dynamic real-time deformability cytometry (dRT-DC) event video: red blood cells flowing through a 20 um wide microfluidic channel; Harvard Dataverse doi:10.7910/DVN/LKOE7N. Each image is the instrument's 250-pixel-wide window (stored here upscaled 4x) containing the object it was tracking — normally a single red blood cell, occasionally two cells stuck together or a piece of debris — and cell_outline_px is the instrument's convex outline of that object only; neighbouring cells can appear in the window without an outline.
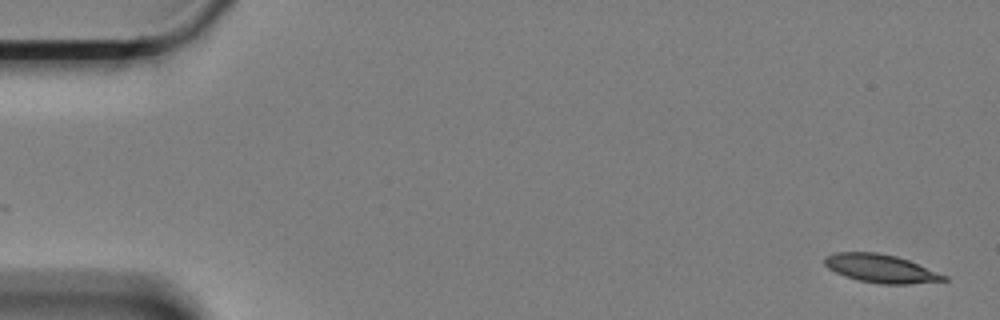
{"species": "Egyptian fruit bat (a non-hibernating species)", "species_latin": "Rousettus aegyptiacus", "temperature_condition": "cold", "stored_images_in_passage": 59, "camera_frame_rate_fps": 3000, "um_per_image_px": 0.085, "animal": {"sex": "female"}, "frame": {"image": 1, "passage_image": 1, "time_ms": 0.0, "image_size_px": [1000, 320], "cell_outline_px": [[948, 280], [908, 284], [880, 284], [860, 280], [844, 276], [828, 268], [824, 264], [824, 256], [836, 252], [876, 252], [896, 256], [908, 260], [948, 276]], "centroid_in_image_um": [74.85, 22.82], "position_along_channel_um": 10.1, "area_um2": 19.59}}
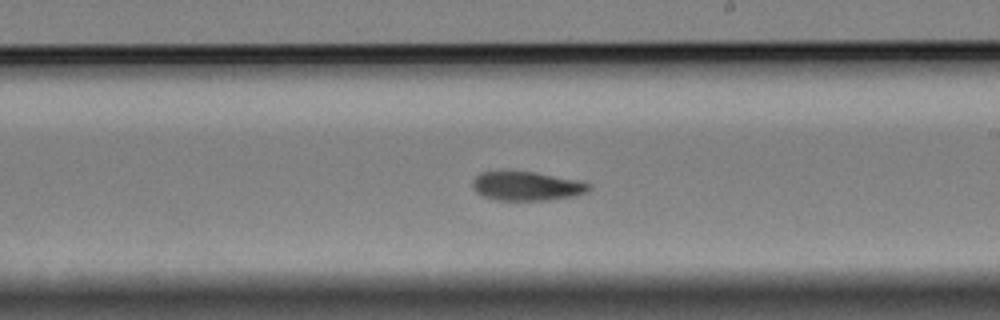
{"frame": {"image": 2, "passage_image": 34, "time_ms": 11.0, "image_size_px": [1000, 320], "cell_outline_px": [[592, 188], [588, 192], [576, 196], [552, 200], [496, 200], [484, 196], [476, 192], [472, 188], [472, 180], [480, 172], [500, 168], [536, 172], [576, 180], [592, 184]], "centroid_in_image_um": [44.73, 15.78], "position_along_channel_um": 244.3, "area_um2": 20.58}}
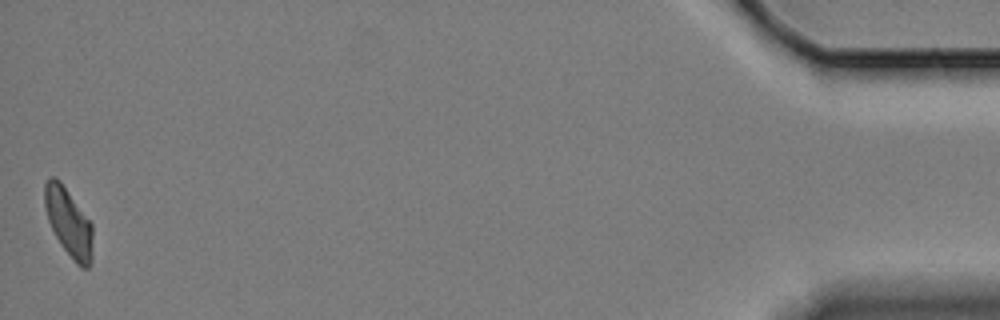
{"frame": {"image": 3, "passage_image": 59, "time_ms": 19.333, "image_size_px": [1000, 320], "cell_outline_px": [[92, 264], [88, 268], [80, 268], [76, 264], [60, 244], [48, 220], [44, 204], [44, 184], [52, 176], [60, 180], [92, 224]], "centroid_in_image_um": [5.84, 18.93], "position_along_channel_um": 429.4, "area_um2": 19.07}, "authors_computed_cell_mechanics": {"area_um2": 19.941, "velocity_mm_per_s": 3.3083, "shape_relaxation_time_tau1_ms": 7.4727, "shape_relaxation_time_tau2_ms": 6.1066, "deformation_change_tau1": 0.1787, "deformation_change_tau2": 0.1183}}